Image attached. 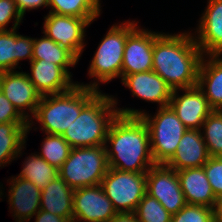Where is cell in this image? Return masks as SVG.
Segmentation results:
<instances>
[{
	"label": "cell",
	"mask_w": 222,
	"mask_h": 222,
	"mask_svg": "<svg viewBox=\"0 0 222 222\" xmlns=\"http://www.w3.org/2000/svg\"><path fill=\"white\" fill-rule=\"evenodd\" d=\"M105 149L109 168L147 172L155 165L148 127L140 116L118 114L110 124Z\"/></svg>",
	"instance_id": "7a4b0ae2"
},
{
	"label": "cell",
	"mask_w": 222,
	"mask_h": 222,
	"mask_svg": "<svg viewBox=\"0 0 222 222\" xmlns=\"http://www.w3.org/2000/svg\"><path fill=\"white\" fill-rule=\"evenodd\" d=\"M0 91L27 121L35 115L42 98L27 73L23 71L0 73Z\"/></svg>",
	"instance_id": "4fadbf2b"
},
{
	"label": "cell",
	"mask_w": 222,
	"mask_h": 222,
	"mask_svg": "<svg viewBox=\"0 0 222 222\" xmlns=\"http://www.w3.org/2000/svg\"><path fill=\"white\" fill-rule=\"evenodd\" d=\"M116 214L100 184L74 189L73 222H108Z\"/></svg>",
	"instance_id": "8fae6325"
},
{
	"label": "cell",
	"mask_w": 222,
	"mask_h": 222,
	"mask_svg": "<svg viewBox=\"0 0 222 222\" xmlns=\"http://www.w3.org/2000/svg\"><path fill=\"white\" fill-rule=\"evenodd\" d=\"M49 12L86 19L90 24L101 14L100 0H48Z\"/></svg>",
	"instance_id": "484cf974"
},
{
	"label": "cell",
	"mask_w": 222,
	"mask_h": 222,
	"mask_svg": "<svg viewBox=\"0 0 222 222\" xmlns=\"http://www.w3.org/2000/svg\"><path fill=\"white\" fill-rule=\"evenodd\" d=\"M201 134L205 141L209 156L222 157V113L213 110L201 126Z\"/></svg>",
	"instance_id": "83f0119b"
},
{
	"label": "cell",
	"mask_w": 222,
	"mask_h": 222,
	"mask_svg": "<svg viewBox=\"0 0 222 222\" xmlns=\"http://www.w3.org/2000/svg\"><path fill=\"white\" fill-rule=\"evenodd\" d=\"M123 116H140L146 123L150 136L152 157L155 164H166L175 154L178 144L188 130L170 106L157 107L153 116L145 110L118 108Z\"/></svg>",
	"instance_id": "5b68a950"
},
{
	"label": "cell",
	"mask_w": 222,
	"mask_h": 222,
	"mask_svg": "<svg viewBox=\"0 0 222 222\" xmlns=\"http://www.w3.org/2000/svg\"><path fill=\"white\" fill-rule=\"evenodd\" d=\"M221 56L222 54L203 55L198 71L197 86L204 92L213 110H220L222 108Z\"/></svg>",
	"instance_id": "44dd1931"
},
{
	"label": "cell",
	"mask_w": 222,
	"mask_h": 222,
	"mask_svg": "<svg viewBox=\"0 0 222 222\" xmlns=\"http://www.w3.org/2000/svg\"><path fill=\"white\" fill-rule=\"evenodd\" d=\"M15 222H29V221H27V220H19V219H16Z\"/></svg>",
	"instance_id": "f35d334b"
},
{
	"label": "cell",
	"mask_w": 222,
	"mask_h": 222,
	"mask_svg": "<svg viewBox=\"0 0 222 222\" xmlns=\"http://www.w3.org/2000/svg\"><path fill=\"white\" fill-rule=\"evenodd\" d=\"M117 99L100 91L62 134L71 148L105 146L108 130L117 117Z\"/></svg>",
	"instance_id": "277c9868"
},
{
	"label": "cell",
	"mask_w": 222,
	"mask_h": 222,
	"mask_svg": "<svg viewBox=\"0 0 222 222\" xmlns=\"http://www.w3.org/2000/svg\"><path fill=\"white\" fill-rule=\"evenodd\" d=\"M213 214L215 222H219L222 219V194L215 198Z\"/></svg>",
	"instance_id": "74e56055"
},
{
	"label": "cell",
	"mask_w": 222,
	"mask_h": 222,
	"mask_svg": "<svg viewBox=\"0 0 222 222\" xmlns=\"http://www.w3.org/2000/svg\"><path fill=\"white\" fill-rule=\"evenodd\" d=\"M10 180V181H9ZM10 183L8 201L14 219L27 220L40 210L41 189L22 177L14 176L7 180Z\"/></svg>",
	"instance_id": "ac0fdd59"
},
{
	"label": "cell",
	"mask_w": 222,
	"mask_h": 222,
	"mask_svg": "<svg viewBox=\"0 0 222 222\" xmlns=\"http://www.w3.org/2000/svg\"><path fill=\"white\" fill-rule=\"evenodd\" d=\"M30 66L31 73L27 75L41 96L64 93L77 85V82L56 64L44 60H31Z\"/></svg>",
	"instance_id": "e0dca14e"
},
{
	"label": "cell",
	"mask_w": 222,
	"mask_h": 222,
	"mask_svg": "<svg viewBox=\"0 0 222 222\" xmlns=\"http://www.w3.org/2000/svg\"><path fill=\"white\" fill-rule=\"evenodd\" d=\"M108 168L105 146L71 148L58 176L77 189L101 184Z\"/></svg>",
	"instance_id": "52a82bcc"
},
{
	"label": "cell",
	"mask_w": 222,
	"mask_h": 222,
	"mask_svg": "<svg viewBox=\"0 0 222 222\" xmlns=\"http://www.w3.org/2000/svg\"><path fill=\"white\" fill-rule=\"evenodd\" d=\"M34 216L35 222H72L68 218L60 217L44 210H39Z\"/></svg>",
	"instance_id": "d590c367"
},
{
	"label": "cell",
	"mask_w": 222,
	"mask_h": 222,
	"mask_svg": "<svg viewBox=\"0 0 222 222\" xmlns=\"http://www.w3.org/2000/svg\"><path fill=\"white\" fill-rule=\"evenodd\" d=\"M160 32L137 26L128 36L124 48L121 79L130 74L151 71L154 40Z\"/></svg>",
	"instance_id": "7c38bea8"
},
{
	"label": "cell",
	"mask_w": 222,
	"mask_h": 222,
	"mask_svg": "<svg viewBox=\"0 0 222 222\" xmlns=\"http://www.w3.org/2000/svg\"><path fill=\"white\" fill-rule=\"evenodd\" d=\"M29 122L0 123V167L3 168L22 155Z\"/></svg>",
	"instance_id": "cb8c5ba5"
},
{
	"label": "cell",
	"mask_w": 222,
	"mask_h": 222,
	"mask_svg": "<svg viewBox=\"0 0 222 222\" xmlns=\"http://www.w3.org/2000/svg\"><path fill=\"white\" fill-rule=\"evenodd\" d=\"M184 91L179 95L178 91ZM169 106L188 129L200 130L204 120L213 111L204 92L198 87L175 89Z\"/></svg>",
	"instance_id": "5bb4252c"
},
{
	"label": "cell",
	"mask_w": 222,
	"mask_h": 222,
	"mask_svg": "<svg viewBox=\"0 0 222 222\" xmlns=\"http://www.w3.org/2000/svg\"><path fill=\"white\" fill-rule=\"evenodd\" d=\"M171 222H215L213 208L186 204L177 214L172 215Z\"/></svg>",
	"instance_id": "4dcf8cb0"
},
{
	"label": "cell",
	"mask_w": 222,
	"mask_h": 222,
	"mask_svg": "<svg viewBox=\"0 0 222 222\" xmlns=\"http://www.w3.org/2000/svg\"><path fill=\"white\" fill-rule=\"evenodd\" d=\"M209 157L201 130L188 129L182 136L175 154L165 165L176 171L203 167Z\"/></svg>",
	"instance_id": "d6986e66"
},
{
	"label": "cell",
	"mask_w": 222,
	"mask_h": 222,
	"mask_svg": "<svg viewBox=\"0 0 222 222\" xmlns=\"http://www.w3.org/2000/svg\"><path fill=\"white\" fill-rule=\"evenodd\" d=\"M136 21L113 24L104 35L88 68V75L94 82L90 84H77L99 89L100 83H108L114 78H121V69L124 56V48L127 36L138 26ZM100 82V83H99Z\"/></svg>",
	"instance_id": "8992f818"
},
{
	"label": "cell",
	"mask_w": 222,
	"mask_h": 222,
	"mask_svg": "<svg viewBox=\"0 0 222 222\" xmlns=\"http://www.w3.org/2000/svg\"><path fill=\"white\" fill-rule=\"evenodd\" d=\"M32 154L26 157L22 165L23 169L17 176L30 181L42 190L50 181L58 176V169L37 154Z\"/></svg>",
	"instance_id": "4316f807"
},
{
	"label": "cell",
	"mask_w": 222,
	"mask_h": 222,
	"mask_svg": "<svg viewBox=\"0 0 222 222\" xmlns=\"http://www.w3.org/2000/svg\"><path fill=\"white\" fill-rule=\"evenodd\" d=\"M207 1L194 38L203 55L222 54V0Z\"/></svg>",
	"instance_id": "9a60e30c"
},
{
	"label": "cell",
	"mask_w": 222,
	"mask_h": 222,
	"mask_svg": "<svg viewBox=\"0 0 222 222\" xmlns=\"http://www.w3.org/2000/svg\"><path fill=\"white\" fill-rule=\"evenodd\" d=\"M100 185L117 213H134L146 194V172L108 168Z\"/></svg>",
	"instance_id": "ba28073f"
},
{
	"label": "cell",
	"mask_w": 222,
	"mask_h": 222,
	"mask_svg": "<svg viewBox=\"0 0 222 222\" xmlns=\"http://www.w3.org/2000/svg\"><path fill=\"white\" fill-rule=\"evenodd\" d=\"M194 33H162L154 40L152 70L173 89L197 86L203 54Z\"/></svg>",
	"instance_id": "6da1fadb"
},
{
	"label": "cell",
	"mask_w": 222,
	"mask_h": 222,
	"mask_svg": "<svg viewBox=\"0 0 222 222\" xmlns=\"http://www.w3.org/2000/svg\"><path fill=\"white\" fill-rule=\"evenodd\" d=\"M177 175L187 204L213 208L216 196L203 167L179 170Z\"/></svg>",
	"instance_id": "7402d4cb"
},
{
	"label": "cell",
	"mask_w": 222,
	"mask_h": 222,
	"mask_svg": "<svg viewBox=\"0 0 222 222\" xmlns=\"http://www.w3.org/2000/svg\"><path fill=\"white\" fill-rule=\"evenodd\" d=\"M19 12L24 17L26 11L38 9L40 7H48V0H14Z\"/></svg>",
	"instance_id": "e575fe53"
},
{
	"label": "cell",
	"mask_w": 222,
	"mask_h": 222,
	"mask_svg": "<svg viewBox=\"0 0 222 222\" xmlns=\"http://www.w3.org/2000/svg\"><path fill=\"white\" fill-rule=\"evenodd\" d=\"M23 18L14 0H0V30H8L7 25L12 19L11 30L18 28Z\"/></svg>",
	"instance_id": "d6a6232c"
},
{
	"label": "cell",
	"mask_w": 222,
	"mask_h": 222,
	"mask_svg": "<svg viewBox=\"0 0 222 222\" xmlns=\"http://www.w3.org/2000/svg\"><path fill=\"white\" fill-rule=\"evenodd\" d=\"M74 189L57 176L41 190L40 210L68 218L73 222Z\"/></svg>",
	"instance_id": "603a6c76"
},
{
	"label": "cell",
	"mask_w": 222,
	"mask_h": 222,
	"mask_svg": "<svg viewBox=\"0 0 222 222\" xmlns=\"http://www.w3.org/2000/svg\"><path fill=\"white\" fill-rule=\"evenodd\" d=\"M42 141L41 153L37 155L45 159L50 165L59 169L68 158L71 146L62 135L45 134Z\"/></svg>",
	"instance_id": "f1b7e54d"
},
{
	"label": "cell",
	"mask_w": 222,
	"mask_h": 222,
	"mask_svg": "<svg viewBox=\"0 0 222 222\" xmlns=\"http://www.w3.org/2000/svg\"><path fill=\"white\" fill-rule=\"evenodd\" d=\"M146 193L156 198L171 215L187 204L177 171L165 164H155L146 172Z\"/></svg>",
	"instance_id": "9c48e42d"
},
{
	"label": "cell",
	"mask_w": 222,
	"mask_h": 222,
	"mask_svg": "<svg viewBox=\"0 0 222 222\" xmlns=\"http://www.w3.org/2000/svg\"><path fill=\"white\" fill-rule=\"evenodd\" d=\"M29 122L0 91V123Z\"/></svg>",
	"instance_id": "836d02e7"
},
{
	"label": "cell",
	"mask_w": 222,
	"mask_h": 222,
	"mask_svg": "<svg viewBox=\"0 0 222 222\" xmlns=\"http://www.w3.org/2000/svg\"><path fill=\"white\" fill-rule=\"evenodd\" d=\"M89 25L90 23L84 18L49 12L44 17L42 33L69 50L79 60L86 45L85 28Z\"/></svg>",
	"instance_id": "30bf717a"
},
{
	"label": "cell",
	"mask_w": 222,
	"mask_h": 222,
	"mask_svg": "<svg viewBox=\"0 0 222 222\" xmlns=\"http://www.w3.org/2000/svg\"><path fill=\"white\" fill-rule=\"evenodd\" d=\"M17 29L0 30V73L15 71L23 59L32 60L34 38L20 35Z\"/></svg>",
	"instance_id": "ffe728a7"
},
{
	"label": "cell",
	"mask_w": 222,
	"mask_h": 222,
	"mask_svg": "<svg viewBox=\"0 0 222 222\" xmlns=\"http://www.w3.org/2000/svg\"><path fill=\"white\" fill-rule=\"evenodd\" d=\"M32 60H44L62 67L71 77L70 67L78 63V59L66 48L60 46L45 34L40 39L34 38Z\"/></svg>",
	"instance_id": "d4e9b609"
},
{
	"label": "cell",
	"mask_w": 222,
	"mask_h": 222,
	"mask_svg": "<svg viewBox=\"0 0 222 222\" xmlns=\"http://www.w3.org/2000/svg\"><path fill=\"white\" fill-rule=\"evenodd\" d=\"M134 213L139 222H171L172 219V215L159 203V201L147 193L139 202Z\"/></svg>",
	"instance_id": "f546056e"
},
{
	"label": "cell",
	"mask_w": 222,
	"mask_h": 222,
	"mask_svg": "<svg viewBox=\"0 0 222 222\" xmlns=\"http://www.w3.org/2000/svg\"><path fill=\"white\" fill-rule=\"evenodd\" d=\"M215 196L222 194V157H209L203 166Z\"/></svg>",
	"instance_id": "1f68e13d"
},
{
	"label": "cell",
	"mask_w": 222,
	"mask_h": 222,
	"mask_svg": "<svg viewBox=\"0 0 222 222\" xmlns=\"http://www.w3.org/2000/svg\"><path fill=\"white\" fill-rule=\"evenodd\" d=\"M100 91L77 84L67 92L42 96L27 132L32 130L35 119L45 134L62 135Z\"/></svg>",
	"instance_id": "3957f363"
},
{
	"label": "cell",
	"mask_w": 222,
	"mask_h": 222,
	"mask_svg": "<svg viewBox=\"0 0 222 222\" xmlns=\"http://www.w3.org/2000/svg\"><path fill=\"white\" fill-rule=\"evenodd\" d=\"M108 222H139L135 213H117Z\"/></svg>",
	"instance_id": "8d00e7d4"
},
{
	"label": "cell",
	"mask_w": 222,
	"mask_h": 222,
	"mask_svg": "<svg viewBox=\"0 0 222 222\" xmlns=\"http://www.w3.org/2000/svg\"><path fill=\"white\" fill-rule=\"evenodd\" d=\"M122 85L130 89L132 96L159 107L169 106L173 89L153 70L124 76Z\"/></svg>",
	"instance_id": "2e32d148"
}]
</instances>
